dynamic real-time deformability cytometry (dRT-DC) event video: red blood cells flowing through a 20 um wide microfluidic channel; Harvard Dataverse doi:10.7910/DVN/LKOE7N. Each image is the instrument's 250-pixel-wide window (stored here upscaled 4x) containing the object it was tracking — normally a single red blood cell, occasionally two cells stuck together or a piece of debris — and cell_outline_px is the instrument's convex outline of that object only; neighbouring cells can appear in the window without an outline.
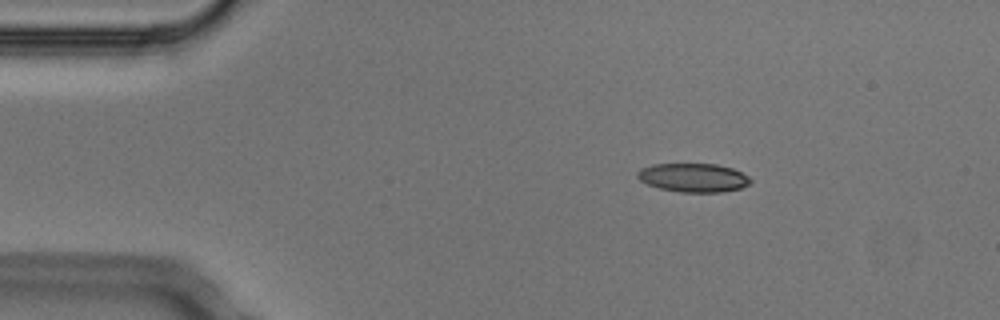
{"species": "Egyptian fruit bat (a non-hibernating species)", "species_latin": "Rousettus aegyptiacus", "temperature_condition": "cold", "stored_images_in_passage": 4, "camera_frame_rate_fps": 3000, "um_per_image_px": 0.085, "animal": {"sex": "male"}, "frame": {"image": 1, "passage_image": 2, "time_ms": 0.333, "image_size_px": [1000, 320], "cell_outline_px": [[752, 180], [748, 184], [740, 188], [720, 192], [680, 192], [660, 188], [648, 184], [640, 180], [636, 176], [636, 172], [640, 168], [652, 164], [716, 164], [732, 168], [748, 176]], "centroid_in_image_um": [58.9, 15.09], "position_along_channel_um": 26.1, "area_um2": 18.84}}
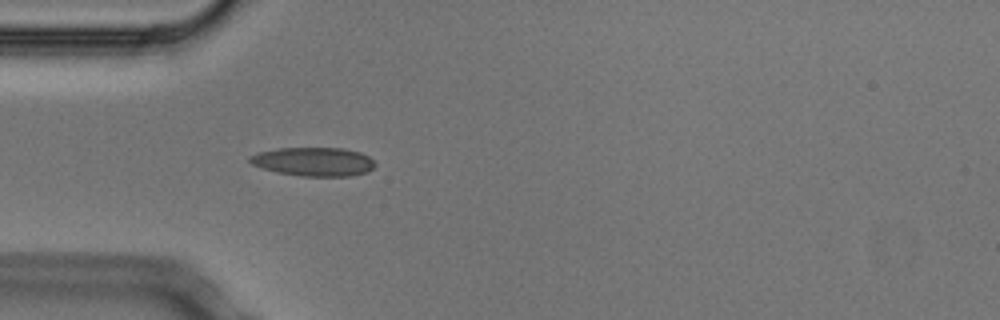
{"frame": {"image": 2, "passage_image": 4, "time_ms": 1.0, "image_size_px": [1000, 320], "cell_outline_px": [[376, 164], [368, 172], [352, 176], [300, 176], [276, 172], [252, 164], [248, 160], [248, 156], [256, 152], [280, 148], [344, 148], [360, 152], [368, 156]], "centroid_in_image_um": [26.65, 13.74], "position_along_channel_um": 58.4, "area_um2": 21.1}}